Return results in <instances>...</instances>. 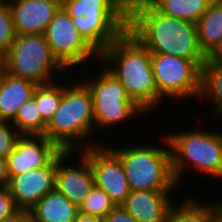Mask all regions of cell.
<instances>
[{"label":"cell","instance_id":"603a6c76","mask_svg":"<svg viewBox=\"0 0 222 222\" xmlns=\"http://www.w3.org/2000/svg\"><path fill=\"white\" fill-rule=\"evenodd\" d=\"M11 123L20 135H44L47 126L33 96L19 107Z\"/></svg>","mask_w":222,"mask_h":222},{"label":"cell","instance_id":"9c48e42d","mask_svg":"<svg viewBox=\"0 0 222 222\" xmlns=\"http://www.w3.org/2000/svg\"><path fill=\"white\" fill-rule=\"evenodd\" d=\"M151 63L158 88V104L166 97L183 100L200 96L201 69L193 61L175 55L151 53Z\"/></svg>","mask_w":222,"mask_h":222},{"label":"cell","instance_id":"f546056e","mask_svg":"<svg viewBox=\"0 0 222 222\" xmlns=\"http://www.w3.org/2000/svg\"><path fill=\"white\" fill-rule=\"evenodd\" d=\"M1 222H32L29 210L18 209L12 215L3 219Z\"/></svg>","mask_w":222,"mask_h":222},{"label":"cell","instance_id":"cb8c5ba5","mask_svg":"<svg viewBox=\"0 0 222 222\" xmlns=\"http://www.w3.org/2000/svg\"><path fill=\"white\" fill-rule=\"evenodd\" d=\"M63 96V85L55 83L37 85L33 97L36 99L42 120L48 124L59 107Z\"/></svg>","mask_w":222,"mask_h":222},{"label":"cell","instance_id":"5b68a950","mask_svg":"<svg viewBox=\"0 0 222 222\" xmlns=\"http://www.w3.org/2000/svg\"><path fill=\"white\" fill-rule=\"evenodd\" d=\"M161 140L170 149L172 171L178 186L182 180L183 170L191 165L197 169L196 171H203L215 179H221L222 133L201 129L185 130L169 132L161 137Z\"/></svg>","mask_w":222,"mask_h":222},{"label":"cell","instance_id":"8fae6325","mask_svg":"<svg viewBox=\"0 0 222 222\" xmlns=\"http://www.w3.org/2000/svg\"><path fill=\"white\" fill-rule=\"evenodd\" d=\"M97 144L79 153L92 168L95 186L104 190L116 206L122 205L131 190L120 158L110 146Z\"/></svg>","mask_w":222,"mask_h":222},{"label":"cell","instance_id":"ba28073f","mask_svg":"<svg viewBox=\"0 0 222 222\" xmlns=\"http://www.w3.org/2000/svg\"><path fill=\"white\" fill-rule=\"evenodd\" d=\"M93 78L83 82L92 93L94 122L98 129L125 123L139 113L145 114L130 99L121 82L106 68Z\"/></svg>","mask_w":222,"mask_h":222},{"label":"cell","instance_id":"7402d4cb","mask_svg":"<svg viewBox=\"0 0 222 222\" xmlns=\"http://www.w3.org/2000/svg\"><path fill=\"white\" fill-rule=\"evenodd\" d=\"M203 95V96H202ZM201 98L213 103L214 116L222 117V64H212L207 60L201 68ZM213 100V101H212Z\"/></svg>","mask_w":222,"mask_h":222},{"label":"cell","instance_id":"9a60e30c","mask_svg":"<svg viewBox=\"0 0 222 222\" xmlns=\"http://www.w3.org/2000/svg\"><path fill=\"white\" fill-rule=\"evenodd\" d=\"M16 35L44 34L62 0H9Z\"/></svg>","mask_w":222,"mask_h":222},{"label":"cell","instance_id":"4dcf8cb0","mask_svg":"<svg viewBox=\"0 0 222 222\" xmlns=\"http://www.w3.org/2000/svg\"><path fill=\"white\" fill-rule=\"evenodd\" d=\"M206 60L212 64H222V39L213 51L206 57Z\"/></svg>","mask_w":222,"mask_h":222},{"label":"cell","instance_id":"44dd1931","mask_svg":"<svg viewBox=\"0 0 222 222\" xmlns=\"http://www.w3.org/2000/svg\"><path fill=\"white\" fill-rule=\"evenodd\" d=\"M212 0H154L151 5L160 13L197 23Z\"/></svg>","mask_w":222,"mask_h":222},{"label":"cell","instance_id":"ac0fdd59","mask_svg":"<svg viewBox=\"0 0 222 222\" xmlns=\"http://www.w3.org/2000/svg\"><path fill=\"white\" fill-rule=\"evenodd\" d=\"M29 211L32 222H74L79 208L55 189Z\"/></svg>","mask_w":222,"mask_h":222},{"label":"cell","instance_id":"1f68e13d","mask_svg":"<svg viewBox=\"0 0 222 222\" xmlns=\"http://www.w3.org/2000/svg\"><path fill=\"white\" fill-rule=\"evenodd\" d=\"M9 181L7 159L0 158V187H8Z\"/></svg>","mask_w":222,"mask_h":222},{"label":"cell","instance_id":"d6986e66","mask_svg":"<svg viewBox=\"0 0 222 222\" xmlns=\"http://www.w3.org/2000/svg\"><path fill=\"white\" fill-rule=\"evenodd\" d=\"M198 44L207 57L222 39V0H212L196 23Z\"/></svg>","mask_w":222,"mask_h":222},{"label":"cell","instance_id":"d4e9b609","mask_svg":"<svg viewBox=\"0 0 222 222\" xmlns=\"http://www.w3.org/2000/svg\"><path fill=\"white\" fill-rule=\"evenodd\" d=\"M115 207V203L108 194L104 190L94 186L79 207V212L104 219Z\"/></svg>","mask_w":222,"mask_h":222},{"label":"cell","instance_id":"52a82bcc","mask_svg":"<svg viewBox=\"0 0 222 222\" xmlns=\"http://www.w3.org/2000/svg\"><path fill=\"white\" fill-rule=\"evenodd\" d=\"M5 65L9 74L36 85L53 82V74L64 69L52 55L44 34L16 35L5 53Z\"/></svg>","mask_w":222,"mask_h":222},{"label":"cell","instance_id":"2e32d148","mask_svg":"<svg viewBox=\"0 0 222 222\" xmlns=\"http://www.w3.org/2000/svg\"><path fill=\"white\" fill-rule=\"evenodd\" d=\"M169 191L173 190L131 191L122 207L137 222H165L170 209L174 205L173 200L170 199L171 192Z\"/></svg>","mask_w":222,"mask_h":222},{"label":"cell","instance_id":"f1b7e54d","mask_svg":"<svg viewBox=\"0 0 222 222\" xmlns=\"http://www.w3.org/2000/svg\"><path fill=\"white\" fill-rule=\"evenodd\" d=\"M103 220L104 222H137L122 205L116 206Z\"/></svg>","mask_w":222,"mask_h":222},{"label":"cell","instance_id":"5bb4252c","mask_svg":"<svg viewBox=\"0 0 222 222\" xmlns=\"http://www.w3.org/2000/svg\"><path fill=\"white\" fill-rule=\"evenodd\" d=\"M60 149L44 135H21L7 157L9 176L45 166Z\"/></svg>","mask_w":222,"mask_h":222},{"label":"cell","instance_id":"83f0119b","mask_svg":"<svg viewBox=\"0 0 222 222\" xmlns=\"http://www.w3.org/2000/svg\"><path fill=\"white\" fill-rule=\"evenodd\" d=\"M17 210L18 208L8 187H0V222Z\"/></svg>","mask_w":222,"mask_h":222},{"label":"cell","instance_id":"836d02e7","mask_svg":"<svg viewBox=\"0 0 222 222\" xmlns=\"http://www.w3.org/2000/svg\"><path fill=\"white\" fill-rule=\"evenodd\" d=\"M5 72H6L5 54L0 52V81L2 80Z\"/></svg>","mask_w":222,"mask_h":222},{"label":"cell","instance_id":"ffe728a7","mask_svg":"<svg viewBox=\"0 0 222 222\" xmlns=\"http://www.w3.org/2000/svg\"><path fill=\"white\" fill-rule=\"evenodd\" d=\"M220 202L201 204L186 198L181 204L170 209L165 222H219Z\"/></svg>","mask_w":222,"mask_h":222},{"label":"cell","instance_id":"3957f363","mask_svg":"<svg viewBox=\"0 0 222 222\" xmlns=\"http://www.w3.org/2000/svg\"><path fill=\"white\" fill-rule=\"evenodd\" d=\"M68 85L70 84L66 87L65 84L63 85L61 103L47 124L44 136L60 150L78 153V149L84 150L95 146L94 141L91 144V141H86L87 138L91 140V133L96 128L93 98L90 89L83 81Z\"/></svg>","mask_w":222,"mask_h":222},{"label":"cell","instance_id":"d590c367","mask_svg":"<svg viewBox=\"0 0 222 222\" xmlns=\"http://www.w3.org/2000/svg\"><path fill=\"white\" fill-rule=\"evenodd\" d=\"M219 222H222V203L220 202Z\"/></svg>","mask_w":222,"mask_h":222},{"label":"cell","instance_id":"e0dca14e","mask_svg":"<svg viewBox=\"0 0 222 222\" xmlns=\"http://www.w3.org/2000/svg\"><path fill=\"white\" fill-rule=\"evenodd\" d=\"M36 84L5 72L0 81V121L11 122L19 107L29 100Z\"/></svg>","mask_w":222,"mask_h":222},{"label":"cell","instance_id":"6da1fadb","mask_svg":"<svg viewBox=\"0 0 222 222\" xmlns=\"http://www.w3.org/2000/svg\"><path fill=\"white\" fill-rule=\"evenodd\" d=\"M128 4V31L151 53L175 55L200 69L206 61L198 44L197 27L158 12L151 4Z\"/></svg>","mask_w":222,"mask_h":222},{"label":"cell","instance_id":"7a4b0ae2","mask_svg":"<svg viewBox=\"0 0 222 222\" xmlns=\"http://www.w3.org/2000/svg\"><path fill=\"white\" fill-rule=\"evenodd\" d=\"M100 60L144 113L158 105L151 52L128 30L99 55Z\"/></svg>","mask_w":222,"mask_h":222},{"label":"cell","instance_id":"30bf717a","mask_svg":"<svg viewBox=\"0 0 222 222\" xmlns=\"http://www.w3.org/2000/svg\"><path fill=\"white\" fill-rule=\"evenodd\" d=\"M52 55L65 68L79 66L99 54L83 39L72 17L61 6L44 33Z\"/></svg>","mask_w":222,"mask_h":222},{"label":"cell","instance_id":"484cf974","mask_svg":"<svg viewBox=\"0 0 222 222\" xmlns=\"http://www.w3.org/2000/svg\"><path fill=\"white\" fill-rule=\"evenodd\" d=\"M16 33L12 14L7 4L0 5V52L5 54L14 42Z\"/></svg>","mask_w":222,"mask_h":222},{"label":"cell","instance_id":"8992f818","mask_svg":"<svg viewBox=\"0 0 222 222\" xmlns=\"http://www.w3.org/2000/svg\"><path fill=\"white\" fill-rule=\"evenodd\" d=\"M110 148L120 158L131 191L177 188L169 148L167 150L149 144Z\"/></svg>","mask_w":222,"mask_h":222},{"label":"cell","instance_id":"4fadbf2b","mask_svg":"<svg viewBox=\"0 0 222 222\" xmlns=\"http://www.w3.org/2000/svg\"><path fill=\"white\" fill-rule=\"evenodd\" d=\"M74 152L57 153L55 189L78 208L95 186L94 175L88 160L80 153L77 166H66L65 160Z\"/></svg>","mask_w":222,"mask_h":222},{"label":"cell","instance_id":"d6a6232c","mask_svg":"<svg viewBox=\"0 0 222 222\" xmlns=\"http://www.w3.org/2000/svg\"><path fill=\"white\" fill-rule=\"evenodd\" d=\"M74 222H104V220L97 216L85 215L79 212Z\"/></svg>","mask_w":222,"mask_h":222},{"label":"cell","instance_id":"277c9868","mask_svg":"<svg viewBox=\"0 0 222 222\" xmlns=\"http://www.w3.org/2000/svg\"><path fill=\"white\" fill-rule=\"evenodd\" d=\"M62 7L99 55L128 30L126 0H62Z\"/></svg>","mask_w":222,"mask_h":222},{"label":"cell","instance_id":"e575fe53","mask_svg":"<svg viewBox=\"0 0 222 222\" xmlns=\"http://www.w3.org/2000/svg\"><path fill=\"white\" fill-rule=\"evenodd\" d=\"M154 0H129L127 3L151 4Z\"/></svg>","mask_w":222,"mask_h":222},{"label":"cell","instance_id":"8d00e7d4","mask_svg":"<svg viewBox=\"0 0 222 222\" xmlns=\"http://www.w3.org/2000/svg\"><path fill=\"white\" fill-rule=\"evenodd\" d=\"M9 2V0H0V5L1 4H7Z\"/></svg>","mask_w":222,"mask_h":222},{"label":"cell","instance_id":"4316f807","mask_svg":"<svg viewBox=\"0 0 222 222\" xmlns=\"http://www.w3.org/2000/svg\"><path fill=\"white\" fill-rule=\"evenodd\" d=\"M11 122L0 121V158L7 159L21 136Z\"/></svg>","mask_w":222,"mask_h":222},{"label":"cell","instance_id":"7c38bea8","mask_svg":"<svg viewBox=\"0 0 222 222\" xmlns=\"http://www.w3.org/2000/svg\"><path fill=\"white\" fill-rule=\"evenodd\" d=\"M57 154L40 168L19 176H9L8 189L18 209L30 210L46 194L55 190Z\"/></svg>","mask_w":222,"mask_h":222}]
</instances>
